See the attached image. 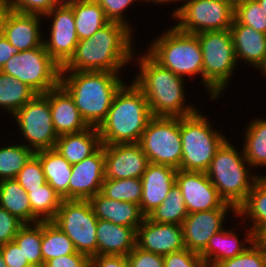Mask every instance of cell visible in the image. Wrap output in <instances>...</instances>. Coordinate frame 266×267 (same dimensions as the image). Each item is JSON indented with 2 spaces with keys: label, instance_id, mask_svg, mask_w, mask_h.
Here are the masks:
<instances>
[{
  "label": "cell",
  "instance_id": "6da1fadb",
  "mask_svg": "<svg viewBox=\"0 0 266 267\" xmlns=\"http://www.w3.org/2000/svg\"><path fill=\"white\" fill-rule=\"evenodd\" d=\"M132 34L124 24L109 22L91 37L79 40L74 55L61 68V72H121L132 63L133 54L136 53Z\"/></svg>",
  "mask_w": 266,
  "mask_h": 267
},
{
  "label": "cell",
  "instance_id": "7a4b0ae2",
  "mask_svg": "<svg viewBox=\"0 0 266 267\" xmlns=\"http://www.w3.org/2000/svg\"><path fill=\"white\" fill-rule=\"evenodd\" d=\"M141 55L138 59L133 54L132 61L138 60L139 74L132 82L145 95L152 116L185 117L196 113L194 104H185L184 78L161 66L147 52Z\"/></svg>",
  "mask_w": 266,
  "mask_h": 267
},
{
  "label": "cell",
  "instance_id": "3957f363",
  "mask_svg": "<svg viewBox=\"0 0 266 267\" xmlns=\"http://www.w3.org/2000/svg\"><path fill=\"white\" fill-rule=\"evenodd\" d=\"M119 76L109 71L61 72L60 84L72 96L87 125L98 128L116 93L126 83Z\"/></svg>",
  "mask_w": 266,
  "mask_h": 267
},
{
  "label": "cell",
  "instance_id": "277c9868",
  "mask_svg": "<svg viewBox=\"0 0 266 267\" xmlns=\"http://www.w3.org/2000/svg\"><path fill=\"white\" fill-rule=\"evenodd\" d=\"M116 93L98 132L102 145L139 143L149 120L153 117L143 92L131 82Z\"/></svg>",
  "mask_w": 266,
  "mask_h": 267
},
{
  "label": "cell",
  "instance_id": "5b68a950",
  "mask_svg": "<svg viewBox=\"0 0 266 267\" xmlns=\"http://www.w3.org/2000/svg\"><path fill=\"white\" fill-rule=\"evenodd\" d=\"M250 169L243 148L238 152L234 144L227 139L217 150L205 173L220 197L237 209L261 176Z\"/></svg>",
  "mask_w": 266,
  "mask_h": 267
},
{
  "label": "cell",
  "instance_id": "8992f818",
  "mask_svg": "<svg viewBox=\"0 0 266 267\" xmlns=\"http://www.w3.org/2000/svg\"><path fill=\"white\" fill-rule=\"evenodd\" d=\"M167 30L149 44L146 52L175 75L183 78L201 75L203 84V56L198 37L184 33L174 25Z\"/></svg>",
  "mask_w": 266,
  "mask_h": 267
},
{
  "label": "cell",
  "instance_id": "52a82bcc",
  "mask_svg": "<svg viewBox=\"0 0 266 267\" xmlns=\"http://www.w3.org/2000/svg\"><path fill=\"white\" fill-rule=\"evenodd\" d=\"M203 56V89L216 100L227 88L238 65L230 29L195 34Z\"/></svg>",
  "mask_w": 266,
  "mask_h": 267
},
{
  "label": "cell",
  "instance_id": "ba28073f",
  "mask_svg": "<svg viewBox=\"0 0 266 267\" xmlns=\"http://www.w3.org/2000/svg\"><path fill=\"white\" fill-rule=\"evenodd\" d=\"M200 111L180 117L182 140L180 169L184 171L206 172L217 150L227 140L221 131L212 129L209 117Z\"/></svg>",
  "mask_w": 266,
  "mask_h": 267
},
{
  "label": "cell",
  "instance_id": "9c48e42d",
  "mask_svg": "<svg viewBox=\"0 0 266 267\" xmlns=\"http://www.w3.org/2000/svg\"><path fill=\"white\" fill-rule=\"evenodd\" d=\"M178 1L182 4L171 15L179 21L174 26L184 33L224 31L230 29L233 23L234 3L230 0Z\"/></svg>",
  "mask_w": 266,
  "mask_h": 267
},
{
  "label": "cell",
  "instance_id": "30bf717a",
  "mask_svg": "<svg viewBox=\"0 0 266 267\" xmlns=\"http://www.w3.org/2000/svg\"><path fill=\"white\" fill-rule=\"evenodd\" d=\"M1 72L25 83L37 94H45L60 84L61 67L47 53L44 44L14 55Z\"/></svg>",
  "mask_w": 266,
  "mask_h": 267
},
{
  "label": "cell",
  "instance_id": "8fae6325",
  "mask_svg": "<svg viewBox=\"0 0 266 267\" xmlns=\"http://www.w3.org/2000/svg\"><path fill=\"white\" fill-rule=\"evenodd\" d=\"M139 145L147 155L149 163L180 169V117L153 116L141 135Z\"/></svg>",
  "mask_w": 266,
  "mask_h": 267
},
{
  "label": "cell",
  "instance_id": "7c38bea8",
  "mask_svg": "<svg viewBox=\"0 0 266 267\" xmlns=\"http://www.w3.org/2000/svg\"><path fill=\"white\" fill-rule=\"evenodd\" d=\"M52 222L71 239L77 252L89 258L97 255L98 218L88 200H62Z\"/></svg>",
  "mask_w": 266,
  "mask_h": 267
},
{
  "label": "cell",
  "instance_id": "4fadbf2b",
  "mask_svg": "<svg viewBox=\"0 0 266 267\" xmlns=\"http://www.w3.org/2000/svg\"><path fill=\"white\" fill-rule=\"evenodd\" d=\"M12 117L26 139V147L34 152L55 148L59 136L53 127L49 91L45 94H36Z\"/></svg>",
  "mask_w": 266,
  "mask_h": 267
},
{
  "label": "cell",
  "instance_id": "5bb4252c",
  "mask_svg": "<svg viewBox=\"0 0 266 267\" xmlns=\"http://www.w3.org/2000/svg\"><path fill=\"white\" fill-rule=\"evenodd\" d=\"M50 19L49 40L43 39L45 50L62 68L74 55L79 42L75 28L73 9L71 6H56L43 19Z\"/></svg>",
  "mask_w": 266,
  "mask_h": 267
},
{
  "label": "cell",
  "instance_id": "9a60e30c",
  "mask_svg": "<svg viewBox=\"0 0 266 267\" xmlns=\"http://www.w3.org/2000/svg\"><path fill=\"white\" fill-rule=\"evenodd\" d=\"M176 185L181 191L188 213L234 208L220 197L205 172L178 169Z\"/></svg>",
  "mask_w": 266,
  "mask_h": 267
},
{
  "label": "cell",
  "instance_id": "2e32d148",
  "mask_svg": "<svg viewBox=\"0 0 266 267\" xmlns=\"http://www.w3.org/2000/svg\"><path fill=\"white\" fill-rule=\"evenodd\" d=\"M228 212L236 216L235 208H218L209 211L189 213L182 223L185 248L201 254L209 239L224 229Z\"/></svg>",
  "mask_w": 266,
  "mask_h": 267
},
{
  "label": "cell",
  "instance_id": "e0dca14e",
  "mask_svg": "<svg viewBox=\"0 0 266 267\" xmlns=\"http://www.w3.org/2000/svg\"><path fill=\"white\" fill-rule=\"evenodd\" d=\"M104 145L94 154L72 164L68 200H89L101 192L105 180Z\"/></svg>",
  "mask_w": 266,
  "mask_h": 267
},
{
  "label": "cell",
  "instance_id": "ac0fdd59",
  "mask_svg": "<svg viewBox=\"0 0 266 267\" xmlns=\"http://www.w3.org/2000/svg\"><path fill=\"white\" fill-rule=\"evenodd\" d=\"M105 179L141 178L149 165L139 143L104 145Z\"/></svg>",
  "mask_w": 266,
  "mask_h": 267
},
{
  "label": "cell",
  "instance_id": "d6986e66",
  "mask_svg": "<svg viewBox=\"0 0 266 267\" xmlns=\"http://www.w3.org/2000/svg\"><path fill=\"white\" fill-rule=\"evenodd\" d=\"M136 245L163 256L182 250L185 248L182 225L157 223L145 217L137 228Z\"/></svg>",
  "mask_w": 266,
  "mask_h": 267
},
{
  "label": "cell",
  "instance_id": "ffe728a7",
  "mask_svg": "<svg viewBox=\"0 0 266 267\" xmlns=\"http://www.w3.org/2000/svg\"><path fill=\"white\" fill-rule=\"evenodd\" d=\"M42 18L38 14H24L9 8L3 17L0 32L20 52L38 48L43 45L44 39L40 29Z\"/></svg>",
  "mask_w": 266,
  "mask_h": 267
},
{
  "label": "cell",
  "instance_id": "44dd1931",
  "mask_svg": "<svg viewBox=\"0 0 266 267\" xmlns=\"http://www.w3.org/2000/svg\"><path fill=\"white\" fill-rule=\"evenodd\" d=\"M176 172L177 169L171 166L149 163L141 177L142 197L139 206L145 216L163 203L176 184Z\"/></svg>",
  "mask_w": 266,
  "mask_h": 267
},
{
  "label": "cell",
  "instance_id": "7402d4cb",
  "mask_svg": "<svg viewBox=\"0 0 266 267\" xmlns=\"http://www.w3.org/2000/svg\"><path fill=\"white\" fill-rule=\"evenodd\" d=\"M49 105L53 127L58 136L79 133L89 128L72 96L61 84L49 90Z\"/></svg>",
  "mask_w": 266,
  "mask_h": 267
},
{
  "label": "cell",
  "instance_id": "603a6c76",
  "mask_svg": "<svg viewBox=\"0 0 266 267\" xmlns=\"http://www.w3.org/2000/svg\"><path fill=\"white\" fill-rule=\"evenodd\" d=\"M245 233L244 243L240 240L235 230L222 229L214 234L208 241L205 250L200 254L205 267H212L215 263L234 258L241 254L255 240V235L250 228ZM241 241V242H240Z\"/></svg>",
  "mask_w": 266,
  "mask_h": 267
},
{
  "label": "cell",
  "instance_id": "cb8c5ba5",
  "mask_svg": "<svg viewBox=\"0 0 266 267\" xmlns=\"http://www.w3.org/2000/svg\"><path fill=\"white\" fill-rule=\"evenodd\" d=\"M88 201L98 219L111 221L121 226L133 227L136 231L146 217L139 205L110 199L101 192Z\"/></svg>",
  "mask_w": 266,
  "mask_h": 267
},
{
  "label": "cell",
  "instance_id": "d4e9b609",
  "mask_svg": "<svg viewBox=\"0 0 266 267\" xmlns=\"http://www.w3.org/2000/svg\"><path fill=\"white\" fill-rule=\"evenodd\" d=\"M137 231L133 227L121 226L98 219L96 238L97 255L127 256L136 246Z\"/></svg>",
  "mask_w": 266,
  "mask_h": 267
},
{
  "label": "cell",
  "instance_id": "484cf974",
  "mask_svg": "<svg viewBox=\"0 0 266 267\" xmlns=\"http://www.w3.org/2000/svg\"><path fill=\"white\" fill-rule=\"evenodd\" d=\"M236 59L258 69L266 55V34L238 23L235 19L230 27Z\"/></svg>",
  "mask_w": 266,
  "mask_h": 267
},
{
  "label": "cell",
  "instance_id": "4316f807",
  "mask_svg": "<svg viewBox=\"0 0 266 267\" xmlns=\"http://www.w3.org/2000/svg\"><path fill=\"white\" fill-rule=\"evenodd\" d=\"M101 146L98 129L89 127L79 133L60 135L55 149L72 165L94 154Z\"/></svg>",
  "mask_w": 266,
  "mask_h": 267
},
{
  "label": "cell",
  "instance_id": "83f0119b",
  "mask_svg": "<svg viewBox=\"0 0 266 267\" xmlns=\"http://www.w3.org/2000/svg\"><path fill=\"white\" fill-rule=\"evenodd\" d=\"M35 154L40 158L46 182L63 200H68L72 165L55 148L37 151Z\"/></svg>",
  "mask_w": 266,
  "mask_h": 267
},
{
  "label": "cell",
  "instance_id": "f1b7e54d",
  "mask_svg": "<svg viewBox=\"0 0 266 267\" xmlns=\"http://www.w3.org/2000/svg\"><path fill=\"white\" fill-rule=\"evenodd\" d=\"M251 222L255 237L266 227V175L262 174L252 186L245 201L236 209V218Z\"/></svg>",
  "mask_w": 266,
  "mask_h": 267
},
{
  "label": "cell",
  "instance_id": "f546056e",
  "mask_svg": "<svg viewBox=\"0 0 266 267\" xmlns=\"http://www.w3.org/2000/svg\"><path fill=\"white\" fill-rule=\"evenodd\" d=\"M0 207L24 224H32V210L27 192L16 179L0 180Z\"/></svg>",
  "mask_w": 266,
  "mask_h": 267
},
{
  "label": "cell",
  "instance_id": "4dcf8cb0",
  "mask_svg": "<svg viewBox=\"0 0 266 267\" xmlns=\"http://www.w3.org/2000/svg\"><path fill=\"white\" fill-rule=\"evenodd\" d=\"M79 40L89 38L110 21L95 0H83L71 6Z\"/></svg>",
  "mask_w": 266,
  "mask_h": 267
},
{
  "label": "cell",
  "instance_id": "1f68e13d",
  "mask_svg": "<svg viewBox=\"0 0 266 267\" xmlns=\"http://www.w3.org/2000/svg\"><path fill=\"white\" fill-rule=\"evenodd\" d=\"M251 120L244 129L243 152L248 164L254 169L266 167V119Z\"/></svg>",
  "mask_w": 266,
  "mask_h": 267
},
{
  "label": "cell",
  "instance_id": "d6a6232c",
  "mask_svg": "<svg viewBox=\"0 0 266 267\" xmlns=\"http://www.w3.org/2000/svg\"><path fill=\"white\" fill-rule=\"evenodd\" d=\"M37 93L18 79L0 71V108L12 116Z\"/></svg>",
  "mask_w": 266,
  "mask_h": 267
},
{
  "label": "cell",
  "instance_id": "836d02e7",
  "mask_svg": "<svg viewBox=\"0 0 266 267\" xmlns=\"http://www.w3.org/2000/svg\"><path fill=\"white\" fill-rule=\"evenodd\" d=\"M27 196L32 210V223L52 221L63 200L48 183L38 189L29 190Z\"/></svg>",
  "mask_w": 266,
  "mask_h": 267
},
{
  "label": "cell",
  "instance_id": "e575fe53",
  "mask_svg": "<svg viewBox=\"0 0 266 267\" xmlns=\"http://www.w3.org/2000/svg\"><path fill=\"white\" fill-rule=\"evenodd\" d=\"M41 252L43 263L61 255L76 253L71 239L52 221H42Z\"/></svg>",
  "mask_w": 266,
  "mask_h": 267
},
{
  "label": "cell",
  "instance_id": "d590c367",
  "mask_svg": "<svg viewBox=\"0 0 266 267\" xmlns=\"http://www.w3.org/2000/svg\"><path fill=\"white\" fill-rule=\"evenodd\" d=\"M188 214L181 191L175 184L168 192L163 203L151 211L146 217L157 223L182 225Z\"/></svg>",
  "mask_w": 266,
  "mask_h": 267
},
{
  "label": "cell",
  "instance_id": "8d00e7d4",
  "mask_svg": "<svg viewBox=\"0 0 266 267\" xmlns=\"http://www.w3.org/2000/svg\"><path fill=\"white\" fill-rule=\"evenodd\" d=\"M21 249L22 254L30 264L43 263L41 242H42V221L32 224H24L13 240Z\"/></svg>",
  "mask_w": 266,
  "mask_h": 267
},
{
  "label": "cell",
  "instance_id": "74e56055",
  "mask_svg": "<svg viewBox=\"0 0 266 267\" xmlns=\"http://www.w3.org/2000/svg\"><path fill=\"white\" fill-rule=\"evenodd\" d=\"M34 154L23 143L0 147V180L15 179Z\"/></svg>",
  "mask_w": 266,
  "mask_h": 267
},
{
  "label": "cell",
  "instance_id": "f35d334b",
  "mask_svg": "<svg viewBox=\"0 0 266 267\" xmlns=\"http://www.w3.org/2000/svg\"><path fill=\"white\" fill-rule=\"evenodd\" d=\"M101 193L113 200L140 205L142 197L141 178L105 179Z\"/></svg>",
  "mask_w": 266,
  "mask_h": 267
},
{
  "label": "cell",
  "instance_id": "ab89813d",
  "mask_svg": "<svg viewBox=\"0 0 266 267\" xmlns=\"http://www.w3.org/2000/svg\"><path fill=\"white\" fill-rule=\"evenodd\" d=\"M265 14L257 0H241L234 3V19L264 34H266Z\"/></svg>",
  "mask_w": 266,
  "mask_h": 267
},
{
  "label": "cell",
  "instance_id": "60d3db41",
  "mask_svg": "<svg viewBox=\"0 0 266 267\" xmlns=\"http://www.w3.org/2000/svg\"><path fill=\"white\" fill-rule=\"evenodd\" d=\"M266 250L254 240L241 254L215 263L212 267H264Z\"/></svg>",
  "mask_w": 266,
  "mask_h": 267
},
{
  "label": "cell",
  "instance_id": "b9f144b4",
  "mask_svg": "<svg viewBox=\"0 0 266 267\" xmlns=\"http://www.w3.org/2000/svg\"><path fill=\"white\" fill-rule=\"evenodd\" d=\"M15 179L26 192L38 189V187L46 184L47 182L43 173L40 158L34 154L20 170Z\"/></svg>",
  "mask_w": 266,
  "mask_h": 267
},
{
  "label": "cell",
  "instance_id": "7bdbcfd3",
  "mask_svg": "<svg viewBox=\"0 0 266 267\" xmlns=\"http://www.w3.org/2000/svg\"><path fill=\"white\" fill-rule=\"evenodd\" d=\"M103 8L106 18L110 22H119L128 27L132 32V28H135L130 25V22L126 19L125 12L127 8L132 5L134 2L140 0H95ZM124 14V15H123Z\"/></svg>",
  "mask_w": 266,
  "mask_h": 267
},
{
  "label": "cell",
  "instance_id": "ee69618b",
  "mask_svg": "<svg viewBox=\"0 0 266 267\" xmlns=\"http://www.w3.org/2000/svg\"><path fill=\"white\" fill-rule=\"evenodd\" d=\"M164 267H205L200 254L186 248L163 256Z\"/></svg>",
  "mask_w": 266,
  "mask_h": 267
},
{
  "label": "cell",
  "instance_id": "f6af8a7d",
  "mask_svg": "<svg viewBox=\"0 0 266 267\" xmlns=\"http://www.w3.org/2000/svg\"><path fill=\"white\" fill-rule=\"evenodd\" d=\"M9 8L24 14L44 16L55 7L54 0H8Z\"/></svg>",
  "mask_w": 266,
  "mask_h": 267
},
{
  "label": "cell",
  "instance_id": "bcb514c9",
  "mask_svg": "<svg viewBox=\"0 0 266 267\" xmlns=\"http://www.w3.org/2000/svg\"><path fill=\"white\" fill-rule=\"evenodd\" d=\"M126 257L129 267H164L163 255L145 251L137 245Z\"/></svg>",
  "mask_w": 266,
  "mask_h": 267
},
{
  "label": "cell",
  "instance_id": "7dc6e473",
  "mask_svg": "<svg viewBox=\"0 0 266 267\" xmlns=\"http://www.w3.org/2000/svg\"><path fill=\"white\" fill-rule=\"evenodd\" d=\"M23 225L17 217L0 207V246L13 241Z\"/></svg>",
  "mask_w": 266,
  "mask_h": 267
},
{
  "label": "cell",
  "instance_id": "c3c4849f",
  "mask_svg": "<svg viewBox=\"0 0 266 267\" xmlns=\"http://www.w3.org/2000/svg\"><path fill=\"white\" fill-rule=\"evenodd\" d=\"M0 252L7 267H28L31 265L14 241L1 245Z\"/></svg>",
  "mask_w": 266,
  "mask_h": 267
},
{
  "label": "cell",
  "instance_id": "681fc988",
  "mask_svg": "<svg viewBox=\"0 0 266 267\" xmlns=\"http://www.w3.org/2000/svg\"><path fill=\"white\" fill-rule=\"evenodd\" d=\"M45 265L46 267H90V258L85 254L76 252L50 259Z\"/></svg>",
  "mask_w": 266,
  "mask_h": 267
},
{
  "label": "cell",
  "instance_id": "f907efd6",
  "mask_svg": "<svg viewBox=\"0 0 266 267\" xmlns=\"http://www.w3.org/2000/svg\"><path fill=\"white\" fill-rule=\"evenodd\" d=\"M90 267H129L126 256L96 255L90 258Z\"/></svg>",
  "mask_w": 266,
  "mask_h": 267
},
{
  "label": "cell",
  "instance_id": "816d5d0a",
  "mask_svg": "<svg viewBox=\"0 0 266 267\" xmlns=\"http://www.w3.org/2000/svg\"><path fill=\"white\" fill-rule=\"evenodd\" d=\"M20 51L11 45L7 38L0 32V71L6 62Z\"/></svg>",
  "mask_w": 266,
  "mask_h": 267
},
{
  "label": "cell",
  "instance_id": "f5cc1de1",
  "mask_svg": "<svg viewBox=\"0 0 266 267\" xmlns=\"http://www.w3.org/2000/svg\"><path fill=\"white\" fill-rule=\"evenodd\" d=\"M8 9H9L8 1L0 0V30H1L3 17Z\"/></svg>",
  "mask_w": 266,
  "mask_h": 267
},
{
  "label": "cell",
  "instance_id": "db71d44e",
  "mask_svg": "<svg viewBox=\"0 0 266 267\" xmlns=\"http://www.w3.org/2000/svg\"><path fill=\"white\" fill-rule=\"evenodd\" d=\"M255 240L266 250V227L255 237Z\"/></svg>",
  "mask_w": 266,
  "mask_h": 267
},
{
  "label": "cell",
  "instance_id": "11a10c76",
  "mask_svg": "<svg viewBox=\"0 0 266 267\" xmlns=\"http://www.w3.org/2000/svg\"><path fill=\"white\" fill-rule=\"evenodd\" d=\"M80 1H83V0H54L55 7L56 6H72Z\"/></svg>",
  "mask_w": 266,
  "mask_h": 267
},
{
  "label": "cell",
  "instance_id": "9f6ffc18",
  "mask_svg": "<svg viewBox=\"0 0 266 267\" xmlns=\"http://www.w3.org/2000/svg\"><path fill=\"white\" fill-rule=\"evenodd\" d=\"M141 1V3L144 1V3L145 2H152V4L154 3H156V4H169V3H173V2H178V0H140Z\"/></svg>",
  "mask_w": 266,
  "mask_h": 267
},
{
  "label": "cell",
  "instance_id": "6f0895ef",
  "mask_svg": "<svg viewBox=\"0 0 266 267\" xmlns=\"http://www.w3.org/2000/svg\"><path fill=\"white\" fill-rule=\"evenodd\" d=\"M262 73V75L264 76V77H266V55H265V58H264V61L262 62V64L259 66V68H258Z\"/></svg>",
  "mask_w": 266,
  "mask_h": 267
},
{
  "label": "cell",
  "instance_id": "680465c9",
  "mask_svg": "<svg viewBox=\"0 0 266 267\" xmlns=\"http://www.w3.org/2000/svg\"><path fill=\"white\" fill-rule=\"evenodd\" d=\"M259 5L263 7L264 13H266V0H257ZM266 15V14H265Z\"/></svg>",
  "mask_w": 266,
  "mask_h": 267
},
{
  "label": "cell",
  "instance_id": "91938a15",
  "mask_svg": "<svg viewBox=\"0 0 266 267\" xmlns=\"http://www.w3.org/2000/svg\"><path fill=\"white\" fill-rule=\"evenodd\" d=\"M0 267H7L1 252H0Z\"/></svg>",
  "mask_w": 266,
  "mask_h": 267
},
{
  "label": "cell",
  "instance_id": "94428289",
  "mask_svg": "<svg viewBox=\"0 0 266 267\" xmlns=\"http://www.w3.org/2000/svg\"><path fill=\"white\" fill-rule=\"evenodd\" d=\"M28 267H46V265L44 263H41V264H31Z\"/></svg>",
  "mask_w": 266,
  "mask_h": 267
},
{
  "label": "cell",
  "instance_id": "6125c7cd",
  "mask_svg": "<svg viewBox=\"0 0 266 267\" xmlns=\"http://www.w3.org/2000/svg\"><path fill=\"white\" fill-rule=\"evenodd\" d=\"M230 1H232L233 3H236V2L241 1V0H230Z\"/></svg>",
  "mask_w": 266,
  "mask_h": 267
}]
</instances>
